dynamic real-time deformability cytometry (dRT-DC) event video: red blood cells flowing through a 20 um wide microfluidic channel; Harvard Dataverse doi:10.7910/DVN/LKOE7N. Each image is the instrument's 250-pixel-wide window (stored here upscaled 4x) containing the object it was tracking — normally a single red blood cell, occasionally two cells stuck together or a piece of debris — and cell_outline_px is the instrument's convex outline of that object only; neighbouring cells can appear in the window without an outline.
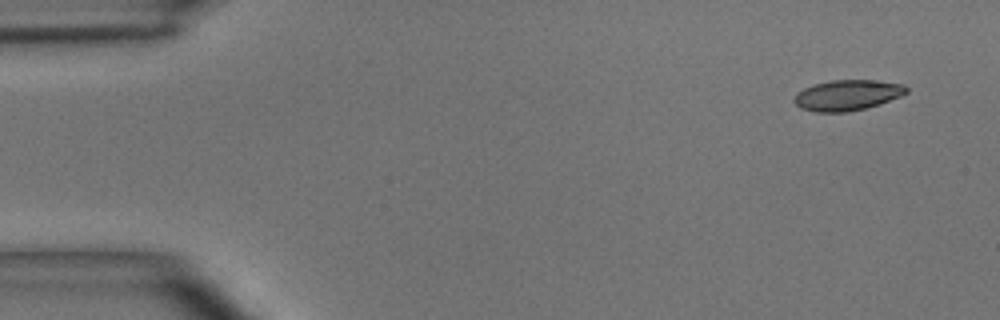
{"species": "common noctule bat (a hibernating species)", "species_latin": "Nyctalus noctula", "temperature_condition": "room temperature", "stored_images_in_passage": 4, "camera_frame_rate_fps": 3000, "um_per_image_px": 0.085, "animal": {"sex": "male", "body_mass_g": 15.6}, "frame": {"image": 1, "passage_image": 1, "time_ms": 0.0, "image_size_px": [1000, 320], "cell_outline_px": [[908, 92], [900, 96], [880, 104], [848, 112], [816, 112], [800, 108], [792, 100], [796, 92], [812, 84], [832, 80], [876, 80], [904, 84], [908, 88]], "centroid_in_image_um": [72.0, 8.08], "position_along_channel_um": 13.0, "area_um2": 20.17}}
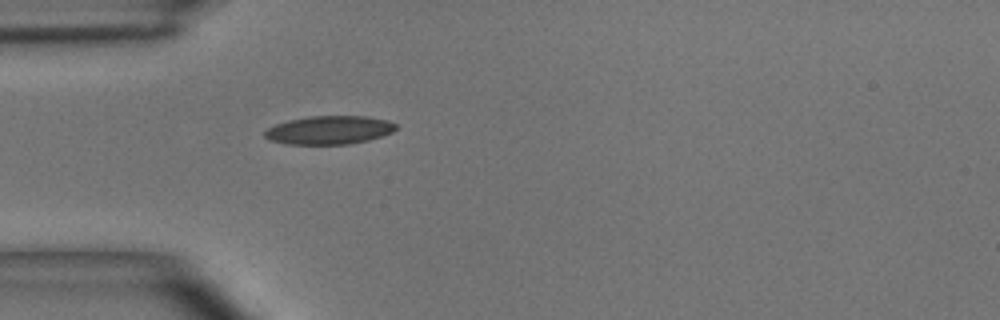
{"frame": {"image": 2, "passage_image": 4, "time_ms": 1.0, "image_size_px": [1000, 320], "cell_outline_px": [[396, 128], [392, 132], [368, 140], [348, 144], [288, 144], [272, 140], [264, 136], [264, 132], [268, 128], [276, 124], [288, 120], [308, 116], [368, 116], [388, 120], [396, 124]], "centroid_in_image_um": [27.99, 11.04], "position_along_channel_um": 57.0, "area_um2": 21.62}}